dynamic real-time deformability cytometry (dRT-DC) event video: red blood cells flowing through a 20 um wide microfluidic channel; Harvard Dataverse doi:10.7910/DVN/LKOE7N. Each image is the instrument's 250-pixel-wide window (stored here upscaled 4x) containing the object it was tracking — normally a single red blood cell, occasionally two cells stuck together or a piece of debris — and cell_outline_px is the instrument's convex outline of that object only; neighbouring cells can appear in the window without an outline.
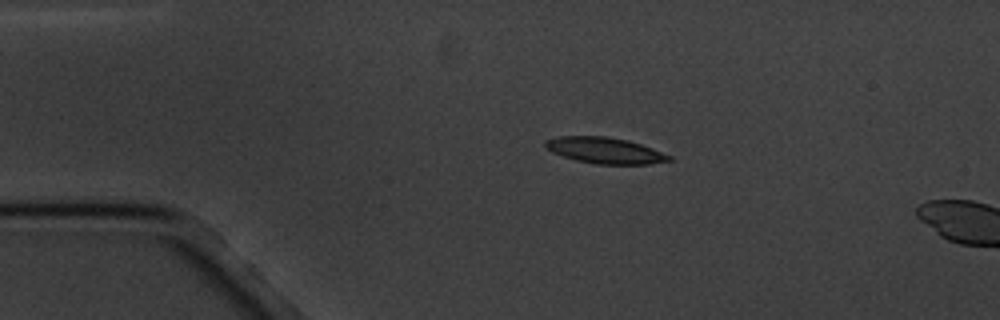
{"species": "common noctule bat (a hibernating species)", "species_latin": "Nyctalus noctula", "temperature_condition": "cold", "stored_images_in_passage": 3, "camera_frame_rate_fps": 3000, "um_per_image_px": 0.085, "animal": {"sex": "male", "body_mass_g": 20.1, "forearm_length_mm": 53.5}, "frame": {"image": 1, "passage_image": 2, "time_ms": 1.0, "image_size_px": [1000, 320], "cell_outline_px": [[672, 160], [648, 164], [596, 164], [576, 160], [552, 152], [544, 144], [544, 140], [556, 136], [608, 136], [628, 140], [652, 148], [672, 156]], "centroid_in_image_um": [51.41, 12.78], "position_along_channel_um": 33.6, "area_um2": 18.79}}